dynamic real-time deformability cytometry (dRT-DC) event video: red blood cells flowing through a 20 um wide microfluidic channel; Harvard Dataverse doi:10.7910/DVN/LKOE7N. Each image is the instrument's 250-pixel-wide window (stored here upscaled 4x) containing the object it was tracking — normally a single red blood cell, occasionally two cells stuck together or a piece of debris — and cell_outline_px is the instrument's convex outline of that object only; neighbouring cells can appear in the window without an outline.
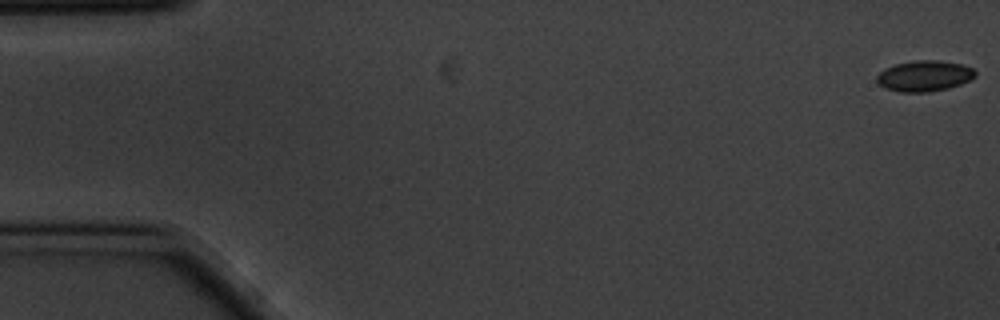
{"species": "common noctule bat (a hibernating species)", "species_latin": "Nyctalus noctula", "temperature_condition": "cold", "stored_images_in_passage": 16, "camera_frame_rate_fps": 3000, "um_per_image_px": 0.085, "animal": {"sex": "male", "body_mass_g": 20.1, "forearm_length_mm": 53.5}, "frame": {"image": 1, "passage_image": 1, "time_ms": 0.0, "image_size_px": [1000, 320], "cell_outline_px": [[976, 76], [972, 80], [948, 88], [928, 92], [900, 92], [884, 88], [876, 80], [876, 76], [884, 68], [896, 64], [916, 60], [940, 60], [960, 64], [972, 68], [976, 72]], "centroid_in_image_um": [78.57, 6.46], "position_along_channel_um": 6.4, "area_um2": 17.74}}
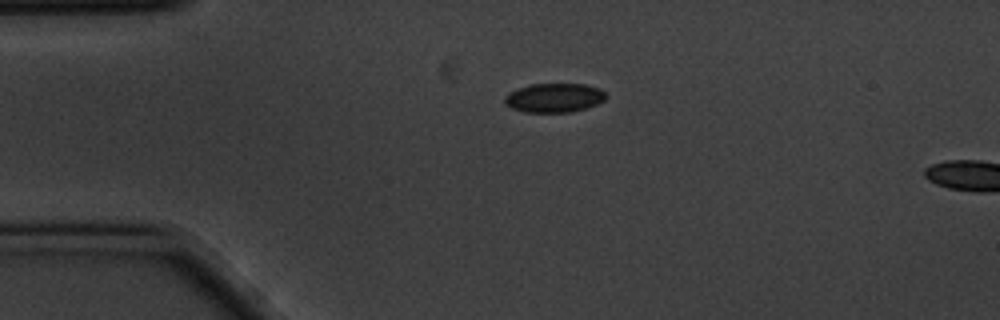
{"frame": {"image": 2, "passage_image": 13, "time_ms": 4.0, "image_size_px": [1000, 320], "cell_outline_px": [[608, 96], [604, 100], [596, 104], [572, 112], [524, 112], [512, 108], [504, 104], [504, 96], [508, 92], [528, 84], [584, 84], [600, 88]], "centroid_in_image_um": [47.08, 8.3], "position_along_channel_um": 37.9, "area_um2": 17.28}}